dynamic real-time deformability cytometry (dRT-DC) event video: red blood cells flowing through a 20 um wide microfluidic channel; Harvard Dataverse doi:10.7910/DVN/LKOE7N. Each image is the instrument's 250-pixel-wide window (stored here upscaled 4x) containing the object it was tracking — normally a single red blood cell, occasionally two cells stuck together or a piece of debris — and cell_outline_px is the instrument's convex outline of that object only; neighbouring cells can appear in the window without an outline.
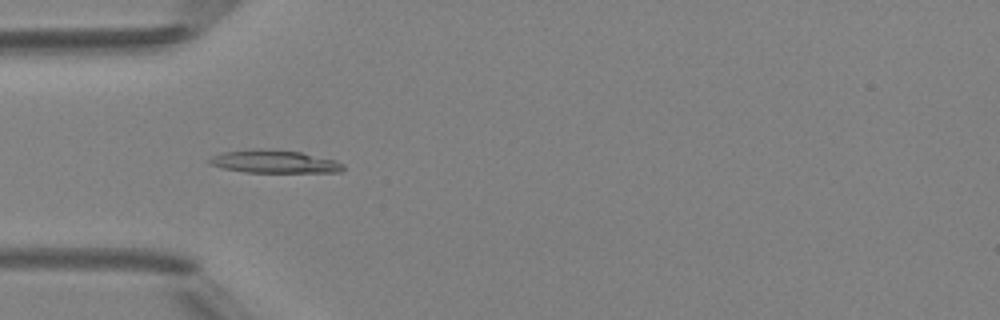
{"species": "Egyptian fruit bat (a non-hibernating species)", "species_latin": "Rousettus aegyptiacus", "temperature_condition": "room temperature", "stored_images_in_passage": 35, "camera_frame_rate_fps": 3000, "um_per_image_px": 0.085, "animal": {"sex": "female"}, "frame": {"image": 1, "passage_image": 1, "time_ms": 0.0, "image_size_px": [1000, 320], "cell_outline_px": [[344, 168], [340, 172], [244, 172], [224, 168], [208, 164], [208, 160], [212, 156], [224, 152], [252, 148], [272, 148], [300, 152], [336, 160], [344, 164]], "centroid_in_image_um": [23.3, 13.72], "position_along_channel_um": 61.7, "area_um2": 18.03}}
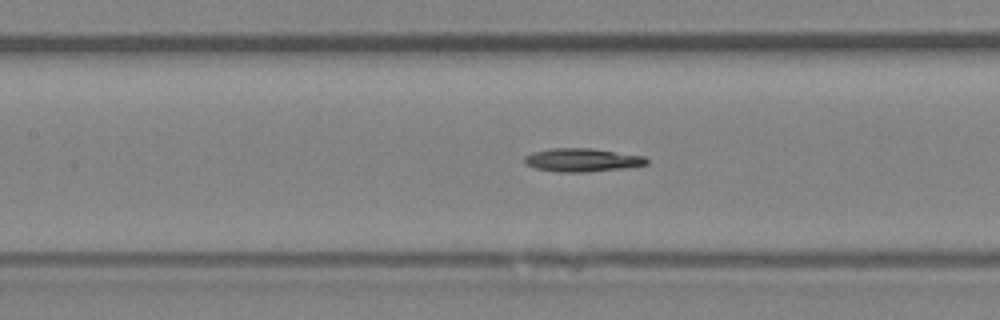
{"frame": {"image": 2, "passage_image": 8, "time_ms": 2.333, "image_size_px": [1000, 320], "cell_outline_px": [[648, 164], [628, 168], [584, 172], [556, 172], [536, 168], [524, 164], [524, 156], [532, 152], [548, 148], [592, 148], [644, 156], [648, 160]], "centroid_in_image_um": [49.46, 13.6], "position_along_channel_um": 157.9, "area_um2": 16.82}}
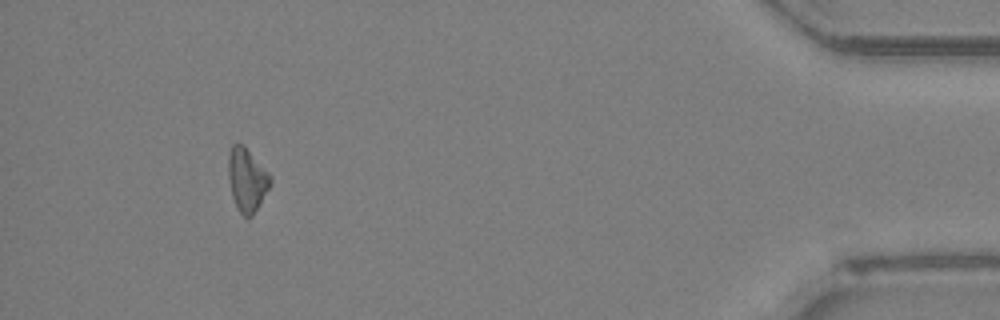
{"frame": {"image": 3, "passage_image": 31, "time_ms": 10.0, "image_size_px": [1000, 320], "cell_outline_px": [[272, 180], [260, 204], [252, 216], [248, 220], [240, 212], [232, 196], [228, 176], [228, 152], [232, 144], [244, 144], [272, 176]], "centroid_in_image_um": [20.99, 15.25], "position_along_channel_um": 414.2, "area_um2": 15.61}, "authors_computed_cell_mechanics": {"area_um2": 15.8372, "velocity_mm_per_s": 4.2098, "shape_relaxation_time_tau1_ms": 4.0767, "shape_relaxation_time_tau2_ms": null, "deformation_change_tau1": 0.1233, "deformation_change_tau2": null}}